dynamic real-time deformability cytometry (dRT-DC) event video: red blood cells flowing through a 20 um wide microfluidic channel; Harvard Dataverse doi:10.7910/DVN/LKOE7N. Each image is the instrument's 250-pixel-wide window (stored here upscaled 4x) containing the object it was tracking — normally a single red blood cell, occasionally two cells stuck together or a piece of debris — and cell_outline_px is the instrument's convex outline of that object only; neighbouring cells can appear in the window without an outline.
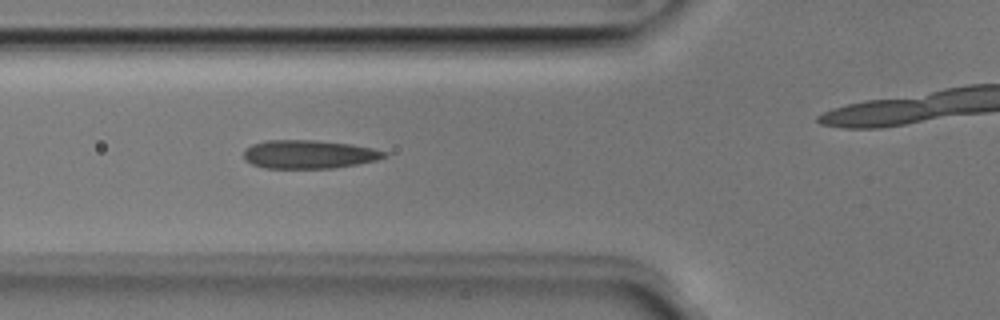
{"species": "Egyptian fruit bat (a non-hibernating species)", "species_latin": "Rousettus aegyptiacus", "temperature_condition": "room temperature", "stored_images_in_passage": 41, "camera_frame_rate_fps": 3000, "um_per_image_px": 0.085, "animal": {"sex": "male"}, "frame": {"image": 1, "passage_image": 18, "time_ms": 5.667, "image_size_px": [1000, 320], "cell_outline_px": [[388, 156], [376, 160], [356, 164], [332, 168], [264, 168], [252, 164], [244, 160], [244, 148], [252, 144], [264, 140], [316, 140], [352, 144], [372, 148], [388, 152]], "centroid_in_image_um": [26.23, 13.11], "position_along_channel_um": 99.6, "area_um2": 23.47}}
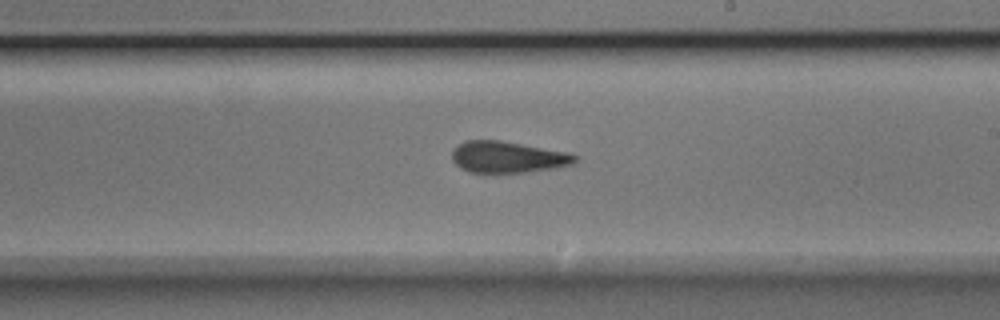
{"frame": {"image": 2, "passage_image": 29, "time_ms": 9.333, "image_size_px": [1000, 320], "cell_outline_px": [[580, 156], [572, 164], [556, 168], [496, 176], [468, 172], [460, 168], [452, 160], [452, 148], [464, 140], [500, 140], [568, 152]], "centroid_in_image_um": [43.11, 13.39], "position_along_channel_um": 245.9, "area_um2": 23.52}}
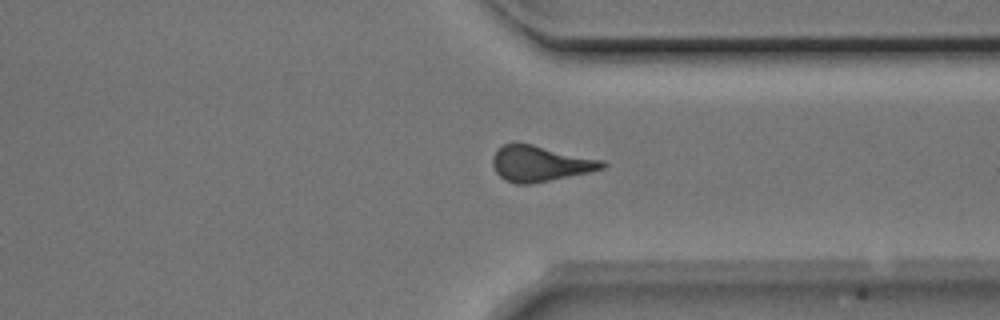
{"frame": {"image": 3, "passage_image": 38, "time_ms": 12.333, "image_size_px": [1000, 320], "cell_outline_px": [[608, 164], [604, 168], [588, 172], [528, 184], [516, 184], [504, 180], [496, 172], [492, 164], [492, 160], [496, 148], [504, 144], [532, 144], [604, 160]], "centroid_in_image_um": [45.9, 13.9], "position_along_channel_um": 365.5, "area_um2": 22.6}}